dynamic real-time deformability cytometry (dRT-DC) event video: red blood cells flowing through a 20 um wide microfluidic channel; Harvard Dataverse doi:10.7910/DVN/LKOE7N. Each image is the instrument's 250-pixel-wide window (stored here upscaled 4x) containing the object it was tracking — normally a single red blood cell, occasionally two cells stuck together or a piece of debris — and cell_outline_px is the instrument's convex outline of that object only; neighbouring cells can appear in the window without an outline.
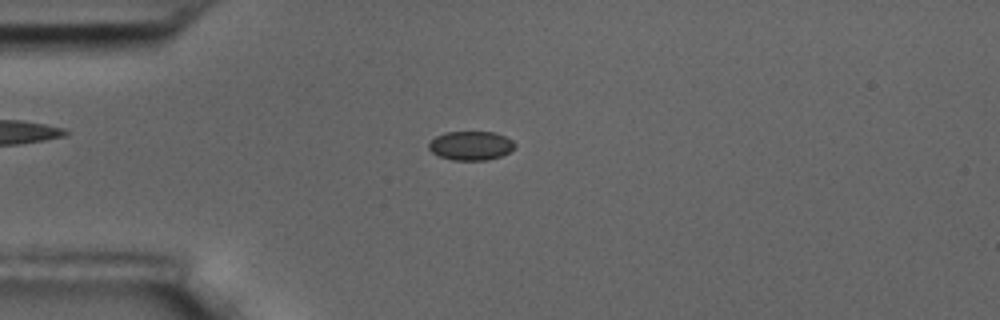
{"species": "common noctule bat (a hibernating species)", "species_latin": "Nyctalus noctula", "temperature_condition": "room temperature", "stored_images_in_passage": 57, "camera_frame_rate_fps": 3000, "um_per_image_px": 0.085, "animal": {"sex": "male", "body_mass_g": 17.5, "forearm_length_mm": 52.3}, "frame": {"image": 1, "passage_image": 15, "time_ms": 4.667, "image_size_px": [1000, 320], "cell_outline_px": [[516, 148], [500, 156], [488, 160], [452, 160], [440, 156], [432, 152], [428, 148], [428, 144], [436, 136], [444, 132], [496, 132], [512, 140], [516, 144]], "centroid_in_image_um": [40.03, 12.38], "position_along_channel_um": 45.0, "area_um2": 14.57}}
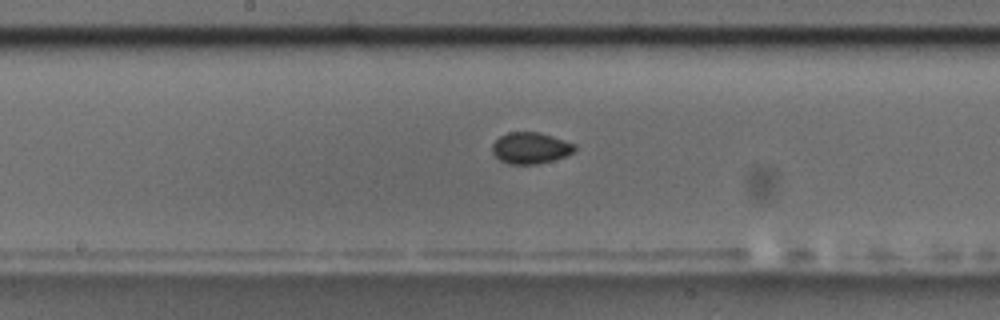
{"frame": {"image": 2, "passage_image": 30, "time_ms": 9.667, "image_size_px": [1000, 320], "cell_outline_px": [[576, 148], [572, 152], [564, 156], [552, 160], [536, 164], [508, 164], [500, 160], [492, 152], [492, 144], [500, 136], [508, 132], [540, 132], [576, 144]], "centroid_in_image_um": [45.07, 12.57], "position_along_channel_um": 203.1, "area_um2": 14.97}}
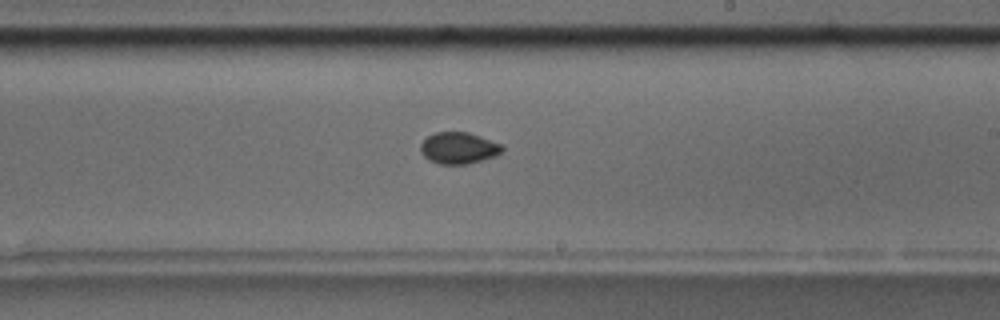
{"frame": {"image": 3, "passage_image": 34, "time_ms": 11.0, "image_size_px": [1000, 320], "cell_outline_px": [[504, 148], [496, 156], [484, 160], [468, 164], [440, 164], [428, 160], [420, 152], [420, 144], [428, 136], [436, 132], [468, 132], [504, 144]], "centroid_in_image_um": [39.0, 12.59], "position_along_channel_um": 250.0, "area_um2": 15.2}, "authors_computed_cell_mechanics": {"area_um2": 14.9702, "velocity_mm_per_s": 3.5322, "shape_relaxation_time_tau1_ms": 5.6993, "shape_relaxation_time_tau2_ms": 1.6777, "deformation_change_tau1": 0.0639, "deformation_change_tau2": 0.0327}}